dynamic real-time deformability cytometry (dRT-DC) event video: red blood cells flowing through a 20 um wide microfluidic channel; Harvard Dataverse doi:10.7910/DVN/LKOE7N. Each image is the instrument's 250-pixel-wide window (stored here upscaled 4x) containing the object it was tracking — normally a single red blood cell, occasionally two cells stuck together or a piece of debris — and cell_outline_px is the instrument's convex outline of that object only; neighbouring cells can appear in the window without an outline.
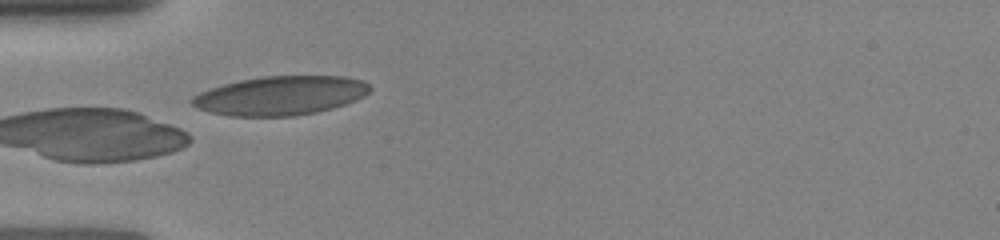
{"species": "human", "species_latin": "Homo sapiens", "temperature_condition": "room temperature", "stored_images_in_passage": 20, "camera_frame_rate_fps": 3000, "um_per_image_px": 0.085, "donor": {"sex": "female"}, "frame": {"image": 1, "passage_image": 6, "time_ms": 4.333, "image_size_px": [1000, 240], "cell_outline_px": [[372, 88], [364, 96], [356, 100], [332, 108], [316, 112], [296, 116], [228, 116], [196, 108], [188, 100], [192, 96], [200, 92], [224, 84], [240, 80], [264, 76], [344, 76], [364, 80]], "centroid_in_image_um": [23.84, 8.12], "position_along_channel_um": 61.2, "area_um2": 40.52}}
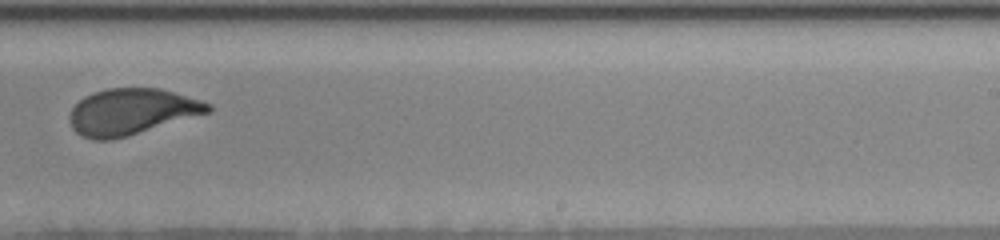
{"frame": {"image": 2, "passage_image": 12, "time_ms": 9.667, "image_size_px": [1000, 240], "cell_outline_px": [[212, 112], [128, 136], [112, 140], [92, 140], [76, 132], [72, 128], [68, 116], [72, 108], [84, 96], [92, 92], [108, 88], [160, 88], [200, 100], [212, 104]], "centroid_in_image_um": [11.19, 9.5], "position_along_channel_um": 277.8, "area_um2": 37.45}}